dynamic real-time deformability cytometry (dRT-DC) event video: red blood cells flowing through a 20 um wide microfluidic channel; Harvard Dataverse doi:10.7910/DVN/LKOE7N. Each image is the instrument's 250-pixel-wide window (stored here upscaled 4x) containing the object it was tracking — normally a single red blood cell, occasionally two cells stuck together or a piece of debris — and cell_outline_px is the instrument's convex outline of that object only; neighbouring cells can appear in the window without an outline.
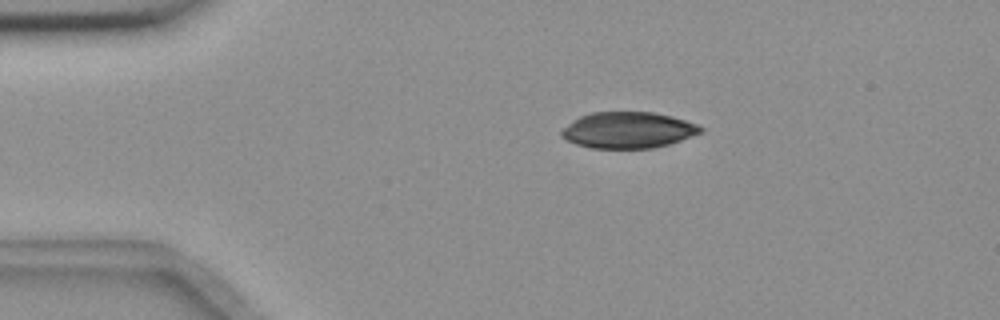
{"species": "common noctule bat (a hibernating species)", "species_latin": "Nyctalus noctula", "temperature_condition": "room temperature", "stored_images_in_passage": 2, "camera_frame_rate_fps": 3000, "um_per_image_px": 0.085, "animal": {"sex": "female", "body_mass_g": 18.4}, "frame": {"image": 1, "passage_image": 1, "time_ms": 0.0, "image_size_px": [1000, 320], "cell_outline_px": [[704, 132], [668, 144], [652, 148], [592, 148], [576, 144], [560, 136], [560, 132], [572, 120], [580, 116], [592, 112], [652, 112], [672, 116], [696, 124], [704, 128]], "centroid_in_image_um": [53.38, 11.05], "position_along_channel_um": 31.6, "area_um2": 29.25}}